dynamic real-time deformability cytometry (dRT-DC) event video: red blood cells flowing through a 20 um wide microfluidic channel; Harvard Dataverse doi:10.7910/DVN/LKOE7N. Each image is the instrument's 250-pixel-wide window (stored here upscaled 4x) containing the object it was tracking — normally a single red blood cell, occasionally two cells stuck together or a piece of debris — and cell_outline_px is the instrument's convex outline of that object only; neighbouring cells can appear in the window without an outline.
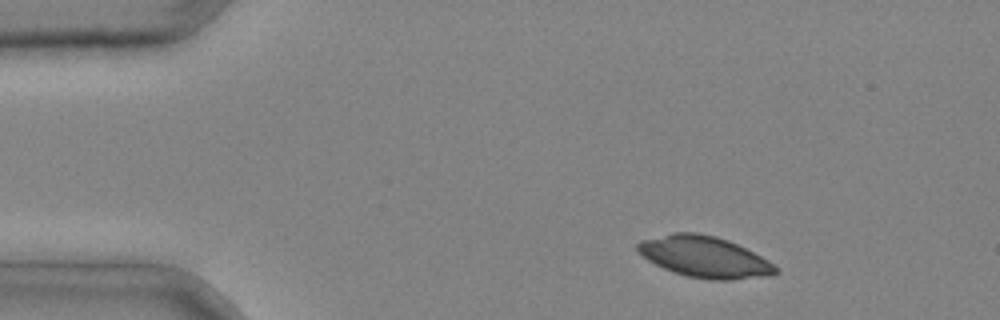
{"species": "common noctule bat (a hibernating species)", "species_latin": "Nyctalus noctula", "temperature_condition": "cold", "stored_images_in_passage": 3, "camera_frame_rate_fps": 3000, "um_per_image_px": 0.085, "animal": {"sex": "male", "body_mass_g": 20.4}, "frame": {"image": 1, "passage_image": 1, "time_ms": 0.0, "image_size_px": [1000, 320], "cell_outline_px": [[776, 272], [768, 276], [732, 280], [712, 280], [688, 276], [672, 272], [648, 260], [636, 248], [636, 244], [640, 240], [672, 232], [696, 232], [716, 236], [728, 240], [768, 260], [776, 268]], "centroid_in_image_um": [59.84, 21.82], "position_along_channel_um": 25.2, "area_um2": 32.89}}